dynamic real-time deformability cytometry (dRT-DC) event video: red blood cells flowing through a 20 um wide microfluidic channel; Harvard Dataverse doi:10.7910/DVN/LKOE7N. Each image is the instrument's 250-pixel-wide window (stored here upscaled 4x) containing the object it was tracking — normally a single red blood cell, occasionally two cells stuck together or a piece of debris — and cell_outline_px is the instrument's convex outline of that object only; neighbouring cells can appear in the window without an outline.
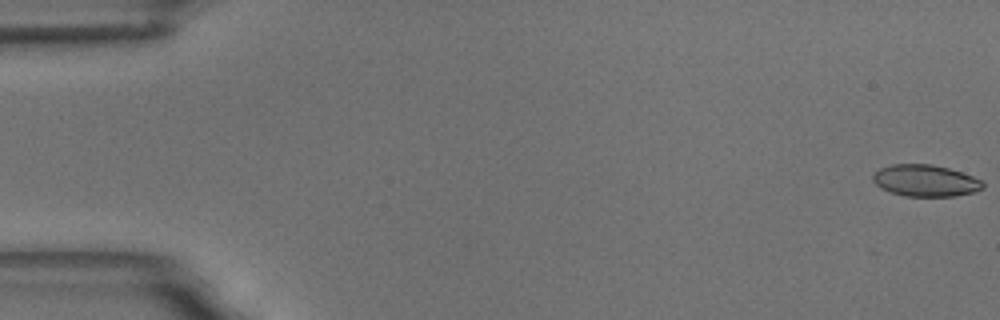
{"species": "common noctule bat (a hibernating species)", "species_latin": "Nyctalus noctula", "temperature_condition": "room temperature", "stored_images_in_passage": 10, "camera_frame_rate_fps": 3000, "um_per_image_px": 0.085, "animal": {"sex": "male", "body_mass_g": 18.8}, "frame": {"image": 1, "passage_image": 1, "time_ms": 0.0, "image_size_px": [1000, 320], "cell_outline_px": [[984, 188], [976, 192], [956, 196], [908, 196], [892, 192], [880, 188], [872, 180], [872, 176], [880, 168], [892, 164], [932, 164], [948, 168], [972, 176], [980, 180], [984, 184]], "centroid_in_image_um": [78.67, 15.35], "position_along_channel_um": 6.3, "area_um2": 20.23}}